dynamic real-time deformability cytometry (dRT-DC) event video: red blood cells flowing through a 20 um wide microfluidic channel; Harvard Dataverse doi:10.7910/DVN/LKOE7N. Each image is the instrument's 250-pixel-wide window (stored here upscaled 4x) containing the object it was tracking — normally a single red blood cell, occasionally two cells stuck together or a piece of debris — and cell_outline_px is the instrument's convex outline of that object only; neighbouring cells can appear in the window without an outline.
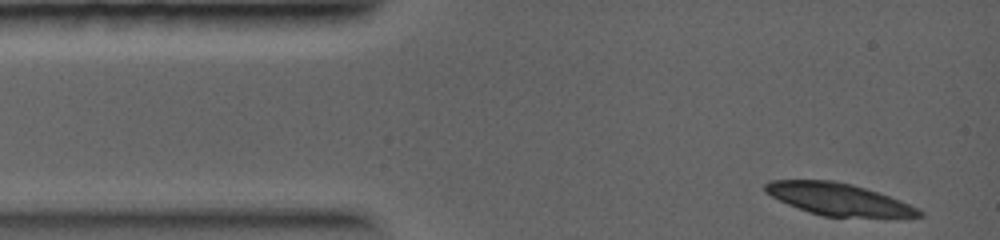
{"species": "common noctule bat (a hibernating species)", "species_latin": "Nyctalus noctula", "temperature_condition": "warm", "stored_images_in_passage": 1, "camera_frame_rate_fps": 5000, "um_per_image_px": 0.085, "animal": {"sex": "female", "body_mass_g": 19.0, "forearm_length_mm": 56.7}, "frame": {"image": 1, "passage_image": 1, "time_ms": 0.0, "image_size_px": [1000, 240], "cell_outline_px": [[924, 216], [824, 216], [808, 212], [788, 204], [764, 192], [764, 184], [768, 180], [832, 180], [852, 184], [900, 200], [920, 208], [924, 212]], "centroid_in_image_um": [71.23, 16.92], "position_along_channel_um": 13.8, "area_um2": 28.26}}